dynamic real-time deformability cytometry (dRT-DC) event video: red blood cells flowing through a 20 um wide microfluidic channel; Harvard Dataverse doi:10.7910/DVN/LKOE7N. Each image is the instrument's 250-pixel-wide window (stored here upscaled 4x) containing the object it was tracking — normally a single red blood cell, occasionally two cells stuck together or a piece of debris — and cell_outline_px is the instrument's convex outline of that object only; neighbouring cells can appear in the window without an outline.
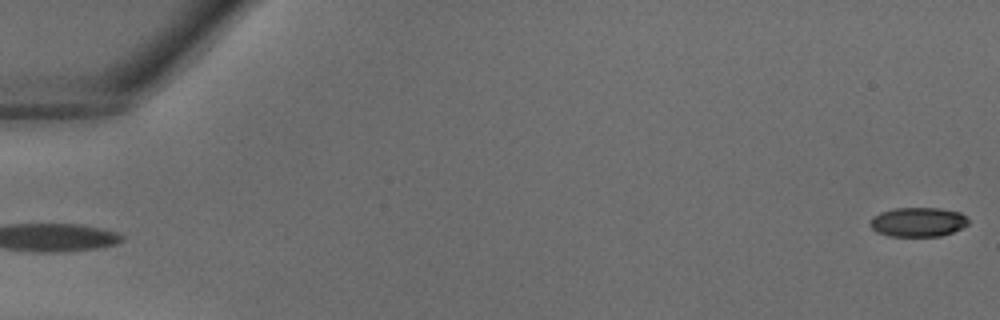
{"species": "common noctule bat (a hibernating species)", "species_latin": "Nyctalus noctula", "temperature_condition": "warm", "stored_images_in_passage": 40, "camera_frame_rate_fps": 3000, "um_per_image_px": 0.085, "animal": {"sex": "male", "body_mass_g": 18.8}, "frame": {"image": 1, "passage_image": 1, "time_ms": 0.0, "image_size_px": [1000, 320], "cell_outline_px": [[968, 224], [952, 232], [940, 236], [888, 236], [876, 232], [868, 224], [872, 216], [880, 212], [892, 208], [940, 208], [960, 212], [968, 220]], "centroid_in_image_um": [77.97, 18.86], "position_along_channel_um": 7.0, "area_um2": 16.88}}
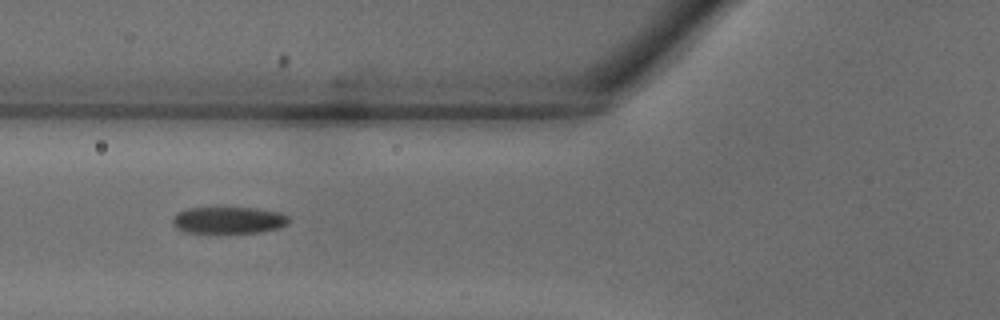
{"frame": {"image": 2, "passage_image": 16, "time_ms": 5.0, "image_size_px": [1000, 320], "cell_outline_px": [[288, 220], [280, 228], [260, 232], [184, 232], [176, 228], [172, 224], [172, 216], [176, 212], [188, 208], [256, 208], [280, 212], [288, 216]], "centroid_in_image_um": [19.37, 18.7], "position_along_channel_um": 106.4, "area_um2": 18.03}}
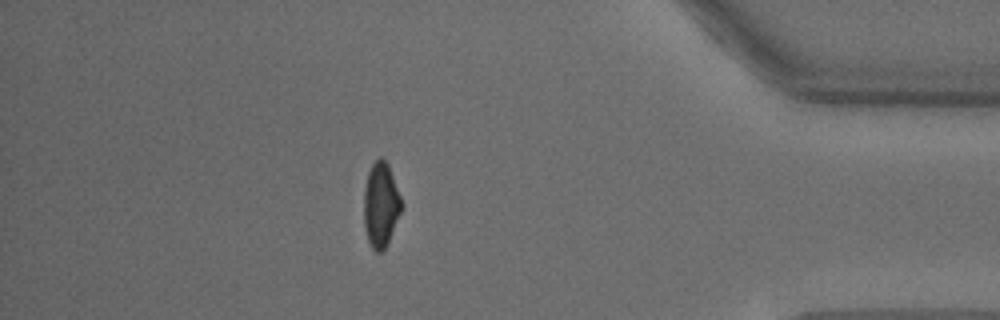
{"frame": {"image": 3, "passage_image": 35, "time_ms": 11.333, "image_size_px": [1000, 320], "cell_outline_px": [[404, 204], [388, 240], [384, 248], [380, 252], [376, 252], [372, 248], [368, 240], [364, 224], [364, 188], [368, 172], [372, 164], [380, 156], [388, 164]], "centroid_in_image_um": [32.37, 17.37], "position_along_channel_um": 402.8, "area_um2": 18.38}}